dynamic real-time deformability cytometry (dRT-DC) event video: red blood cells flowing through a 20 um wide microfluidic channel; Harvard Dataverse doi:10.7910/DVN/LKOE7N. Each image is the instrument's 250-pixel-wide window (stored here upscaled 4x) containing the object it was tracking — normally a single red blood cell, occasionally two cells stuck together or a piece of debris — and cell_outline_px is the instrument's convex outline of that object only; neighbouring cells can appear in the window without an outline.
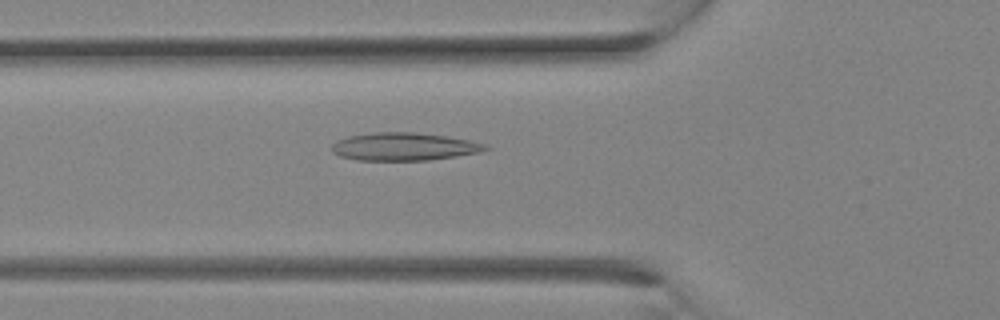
{"species": "Egyptian fruit bat (a non-hibernating species)", "species_latin": "Rousettus aegyptiacus", "temperature_condition": "room temperature", "stored_images_in_passage": 12, "camera_frame_rate_fps": 3000, "um_per_image_px": 0.085, "animal": {"sex": "female"}, "frame": {"image": 1, "passage_image": 10, "time_ms": 3.0, "image_size_px": [1000, 320], "cell_outline_px": [[492, 148], [480, 152], [456, 156], [428, 160], [356, 160], [340, 156], [332, 152], [332, 144], [336, 140], [348, 136], [376, 132], [416, 132], [448, 136], [468, 140], [484, 144]], "centroid_in_image_um": [34.33, 12.46], "position_along_channel_um": 91.5, "area_um2": 24.97}}
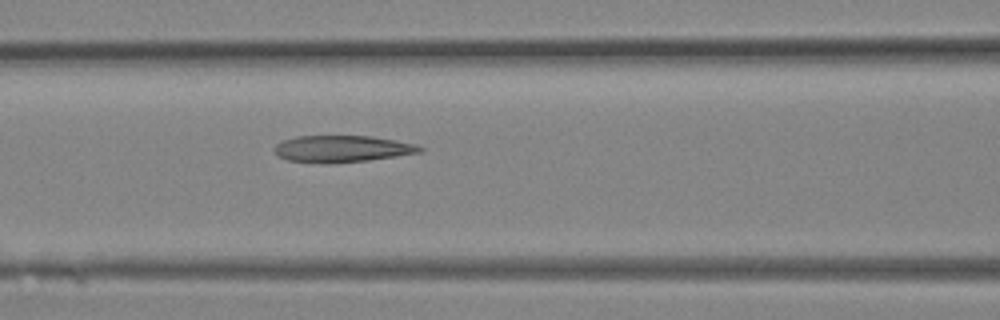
{"frame": {"image": 2, "passage_image": 12, "time_ms": 3.667, "image_size_px": [1000, 320], "cell_outline_px": [[424, 148], [420, 152], [396, 156], [368, 160], [288, 160], [280, 156], [272, 148], [276, 144], [284, 140], [296, 136], [372, 136], [396, 140], [416, 144]], "centroid_in_image_um": [29.14, 12.59], "position_along_channel_um": 137.5, "area_um2": 21.44}}